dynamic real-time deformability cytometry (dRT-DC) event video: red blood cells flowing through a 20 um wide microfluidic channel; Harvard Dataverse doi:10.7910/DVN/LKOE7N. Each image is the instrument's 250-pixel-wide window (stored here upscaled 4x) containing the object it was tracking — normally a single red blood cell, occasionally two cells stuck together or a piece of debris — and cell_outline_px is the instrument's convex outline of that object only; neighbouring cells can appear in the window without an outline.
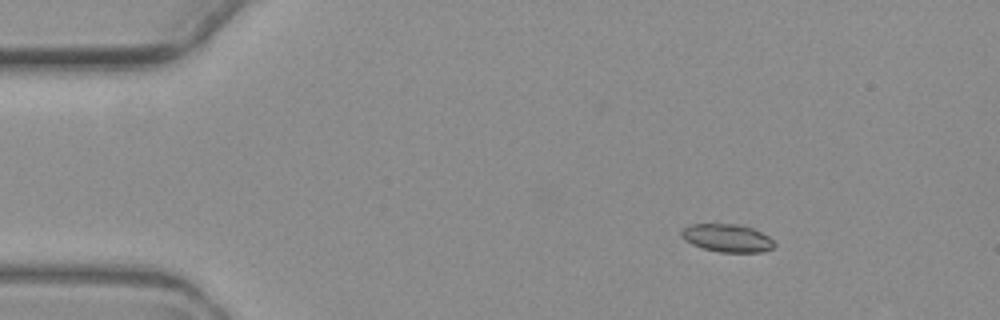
{"species": "common noctule bat (a hibernating species)", "species_latin": "Nyctalus noctula", "temperature_condition": "warm", "stored_images_in_passage": 6, "camera_frame_rate_fps": 3000, "um_per_image_px": 0.085, "animal": {"sex": "female", "body_mass_g": 19.3, "forearm_length_mm": 54.1}, "frame": {"image": 1, "passage_image": 2, "time_ms": 1.333, "image_size_px": [1000, 320], "cell_outline_px": [[776, 244], [772, 248], [764, 252], [720, 252], [704, 248], [692, 244], [684, 240], [680, 236], [680, 228], [688, 224], [744, 224], [768, 236]], "centroid_in_image_um": [61.77, 20.22], "position_along_channel_um": 23.2, "area_um2": 15.32}}
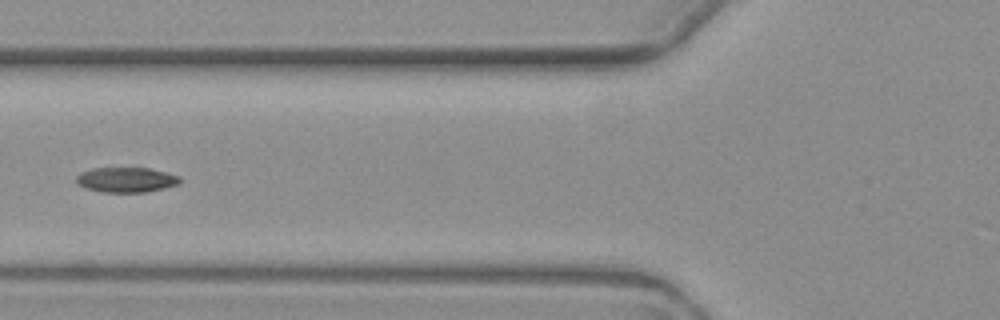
{"frame": {"image": 2, "passage_image": 6, "time_ms": 6.0, "image_size_px": [1000, 320], "cell_outline_px": [[180, 184], [148, 192], [104, 192], [88, 188], [76, 184], [76, 176], [80, 172], [92, 168], [148, 168], [180, 176]], "centroid_in_image_um": [10.72, 15.28], "position_along_channel_um": 115.1, "area_um2": 15.09}}